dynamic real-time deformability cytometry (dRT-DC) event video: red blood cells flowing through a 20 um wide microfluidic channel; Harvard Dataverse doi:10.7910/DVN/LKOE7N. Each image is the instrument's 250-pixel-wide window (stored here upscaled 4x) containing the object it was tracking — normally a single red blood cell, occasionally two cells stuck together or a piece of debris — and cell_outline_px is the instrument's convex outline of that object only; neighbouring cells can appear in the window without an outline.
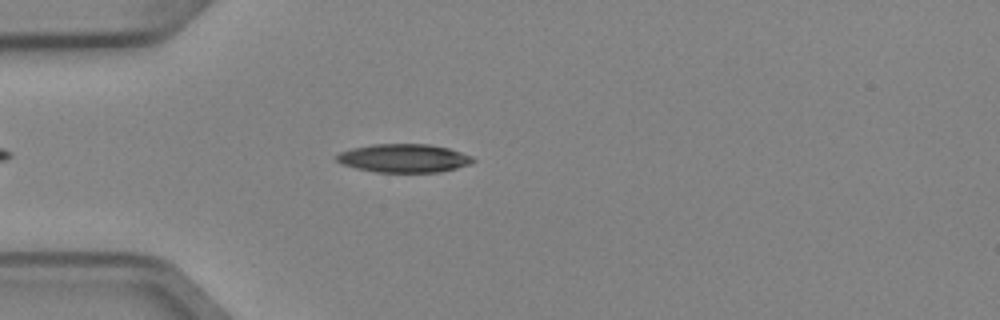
{"species": "Egyptian fruit bat (a non-hibernating species)", "species_latin": "Rousettus aegyptiacus", "temperature_condition": "cold", "stored_images_in_passage": 3, "camera_frame_rate_fps": 3000, "um_per_image_px": 0.085, "animal": {"sex": "female"}, "frame": {"image": 1, "passage_image": 2, "time_ms": 0.333, "image_size_px": [1000, 320], "cell_outline_px": [[476, 160], [468, 164], [456, 168], [440, 172], [376, 172], [356, 168], [344, 164], [336, 160], [336, 156], [340, 152], [352, 148], [372, 144], [428, 144], [448, 148], [472, 156]], "centroid_in_image_um": [34.33, 13.44], "position_along_channel_um": 50.7, "area_um2": 22.43}}